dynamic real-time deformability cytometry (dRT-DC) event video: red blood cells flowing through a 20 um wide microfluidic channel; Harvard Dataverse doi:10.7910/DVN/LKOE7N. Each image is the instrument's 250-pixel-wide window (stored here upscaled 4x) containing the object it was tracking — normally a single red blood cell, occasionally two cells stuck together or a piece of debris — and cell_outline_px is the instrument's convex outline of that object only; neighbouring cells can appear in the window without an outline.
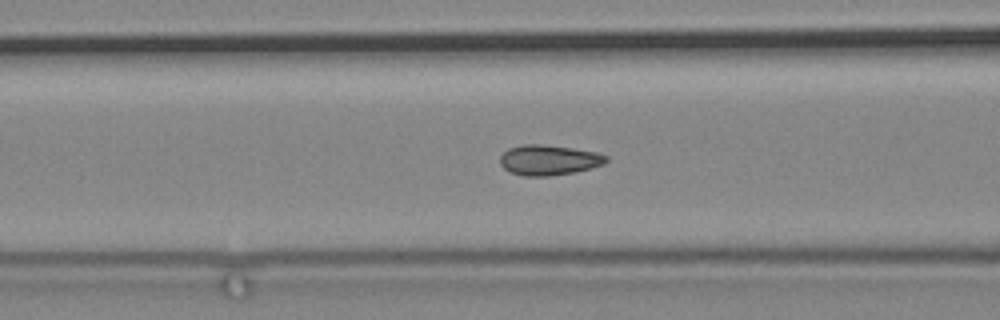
{"species": "common noctule bat (a hibernating species)", "species_latin": "Nyctalus noctula", "temperature_condition": "cold", "stored_images_in_passage": 81, "camera_frame_rate_fps": 3000, "um_per_image_px": 0.085, "animal": {"sex": "male", "body_mass_g": 19.2, "forearm_length_mm": 51.8}, "frame": {"image": 1, "passage_image": 42, "time_ms": 13.667, "image_size_px": [1000, 320], "cell_outline_px": [[608, 160], [604, 164], [592, 168], [576, 172], [548, 176], [524, 176], [512, 172], [504, 168], [500, 164], [500, 156], [508, 148], [524, 144], [540, 144], [572, 148], [596, 152], [608, 156]], "centroid_in_image_um": [46.67, 13.6], "position_along_channel_um": 119.9, "area_um2": 18.73}}
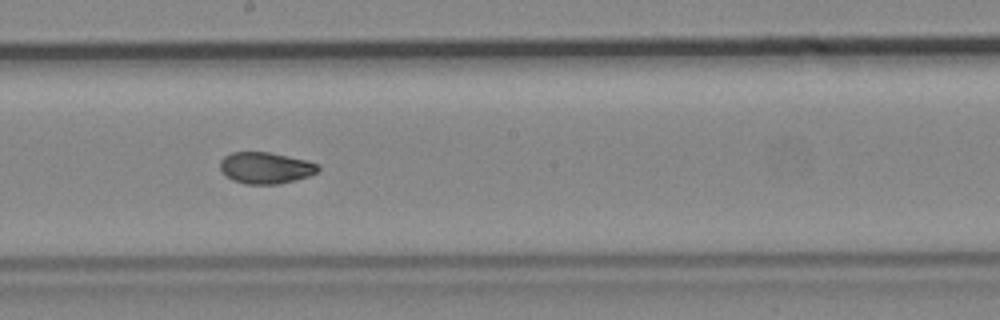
{"frame": {"image": 2, "passage_image": 52, "time_ms": 17.0, "image_size_px": [1000, 320], "cell_outline_px": [[320, 168], [316, 172], [308, 176], [296, 180], [280, 184], [244, 184], [232, 180], [220, 168], [220, 160], [224, 156], [232, 152], [268, 152], [288, 156], [320, 164]], "centroid_in_image_um": [22.58, 14.27], "position_along_channel_um": 225.6, "area_um2": 17.92}}
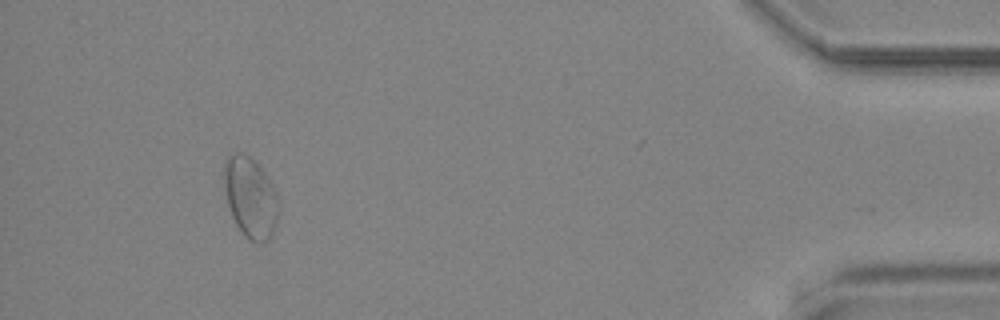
{"frame": {"image": 3, "passage_image": 76, "time_ms": 25.0, "image_size_px": [1000, 320], "cell_outline_px": [[280, 212], [272, 232], [268, 240], [260, 244], [248, 240], [240, 232], [232, 216], [228, 204], [224, 188], [224, 160], [232, 152], [244, 152], [264, 172], [276, 192], [280, 208]], "centroid_in_image_um": [21.28, 16.8], "position_along_channel_um": 413.9, "area_um2": 25.78}}